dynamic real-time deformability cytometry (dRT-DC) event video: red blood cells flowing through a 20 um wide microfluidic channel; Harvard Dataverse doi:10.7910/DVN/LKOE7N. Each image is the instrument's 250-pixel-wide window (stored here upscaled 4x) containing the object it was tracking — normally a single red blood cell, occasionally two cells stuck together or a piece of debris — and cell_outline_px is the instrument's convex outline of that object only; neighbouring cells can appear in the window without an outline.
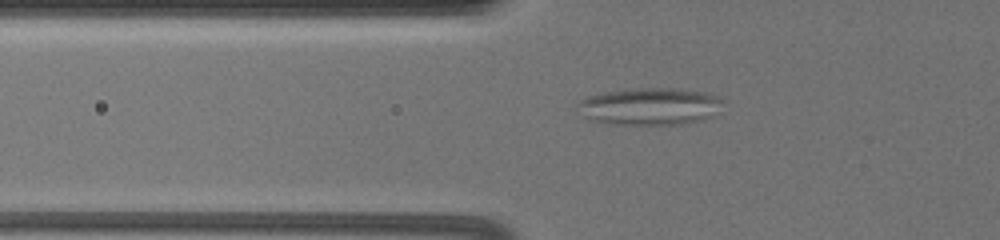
{"species": "common noctule bat (a hibernating species)", "species_latin": "Nyctalus noctula", "temperature_condition": "warm", "stored_images_in_passage": 36, "camera_frame_rate_fps": 3000, "um_per_image_px": 0.085, "animal": {"sex": "female", "body_mass_g": 19.5, "forearm_length_mm": 54.1}, "frame": {"image": 1, "passage_image": 18, "time_ms": 5.667, "image_size_px": [1000, 240], "cell_outline_px": [[724, 100], [712, 116], [704, 120], [680, 124], [608, 124], [588, 120], [580, 116], [580, 100], [588, 96], [604, 92], [640, 88], [680, 88], [700, 92], [716, 96]], "centroid_in_image_um": [55.2, 9.05], "position_along_channel_um": 70.6, "area_um2": 31.39}}
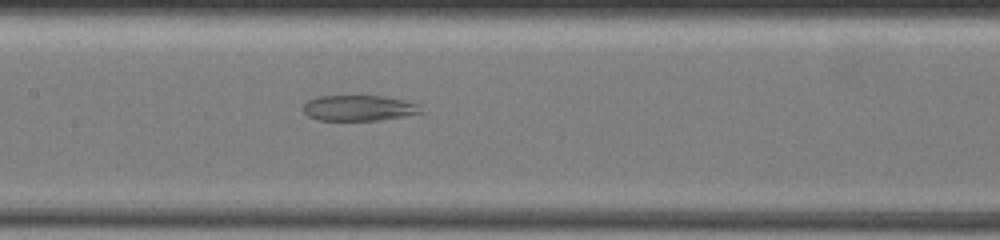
{"frame": {"image": 2, "passage_image": 28, "time_ms": 9.0, "image_size_px": [1000, 240], "cell_outline_px": [[420, 112], [404, 116], [376, 120], [320, 120], [308, 116], [304, 112], [304, 104], [308, 100], [320, 96], [384, 96], [404, 100], [416, 104]], "centroid_in_image_um": [30.44, 9.18], "position_along_channel_um": 177.0, "area_um2": 17.17}}
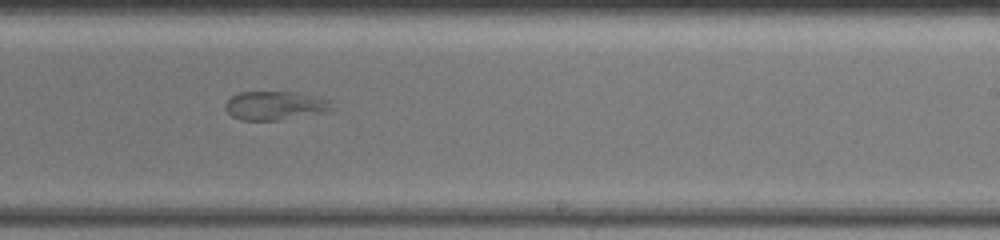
{"frame": {"image": 3, "passage_image": 36, "time_ms": 11.667, "image_size_px": [1000, 240], "cell_outline_px": [[332, 108], [280, 120], [240, 120], [232, 116], [224, 108], [224, 104], [232, 96], [240, 92], [292, 92], [328, 100]], "centroid_in_image_um": [23.21, 8.97], "position_along_channel_um": 265.8, "area_um2": 17.05}}